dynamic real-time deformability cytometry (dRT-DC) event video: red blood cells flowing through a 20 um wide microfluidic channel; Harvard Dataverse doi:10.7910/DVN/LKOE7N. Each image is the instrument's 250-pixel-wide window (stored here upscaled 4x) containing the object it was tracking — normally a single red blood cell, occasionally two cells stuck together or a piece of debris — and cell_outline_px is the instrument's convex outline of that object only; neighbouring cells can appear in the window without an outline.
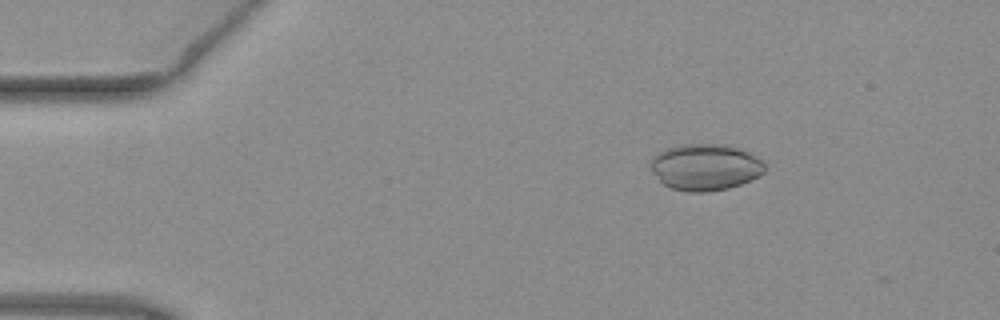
{"species": "common noctule bat (a hibernating species)", "species_latin": "Nyctalus noctula", "temperature_condition": "warm", "stored_images_in_passage": 19, "camera_frame_rate_fps": 3000, "um_per_image_px": 0.085, "animal": {"sex": "female", "body_mass_g": 19.3, "forearm_length_mm": 54.1}, "frame": {"image": 1, "passage_image": 8, "time_ms": 2.333, "image_size_px": [1000, 320], "cell_outline_px": [[768, 168], [764, 172], [740, 184], [728, 188], [708, 192], [688, 192], [672, 188], [664, 184], [648, 168], [652, 156], [656, 152], [680, 144], [724, 144], [740, 148], [748, 152], [760, 160]], "centroid_in_image_um": [59.9, 14.19], "position_along_channel_um": 25.1, "area_um2": 31.04}}
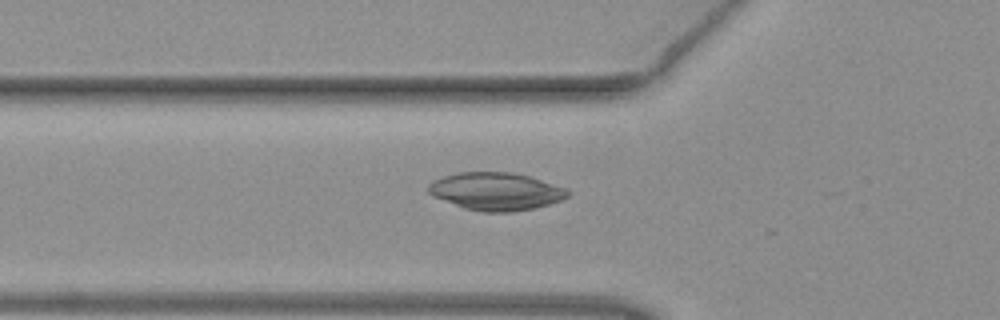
{"frame": {"image": 2, "passage_image": 18, "time_ms": 5.667, "image_size_px": [1000, 320], "cell_outline_px": [[572, 192], [568, 196], [560, 200], [548, 204], [532, 208], [512, 212], [484, 212], [464, 208], [432, 196], [428, 192], [428, 184], [432, 180], [456, 172], [512, 172], [528, 176], [568, 188]], "centroid_in_image_um": [42.14, 16.26], "position_along_channel_um": 83.7, "area_um2": 30.69}}